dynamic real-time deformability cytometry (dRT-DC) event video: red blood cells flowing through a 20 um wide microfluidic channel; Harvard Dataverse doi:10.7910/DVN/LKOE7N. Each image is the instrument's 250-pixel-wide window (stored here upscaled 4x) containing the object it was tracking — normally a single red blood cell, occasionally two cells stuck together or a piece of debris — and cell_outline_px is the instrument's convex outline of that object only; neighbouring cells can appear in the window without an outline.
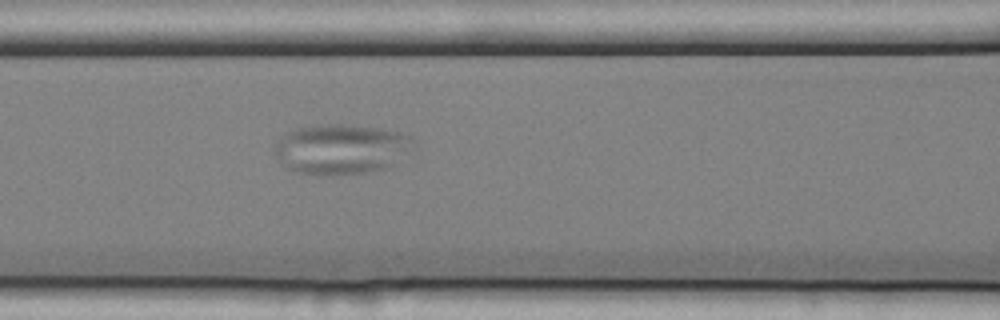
{"species": "common noctule bat (a hibernating species)", "species_latin": "Nyctalus noctula", "temperature_condition": "cold", "stored_images_in_passage": 6, "camera_frame_rate_fps": 3000, "um_per_image_px": 0.085, "animal": {"sex": "female", "body_mass_g": 25.1}, "frame": {"image": 1, "passage_image": 5, "time_ms": 1.333, "image_size_px": [1000, 320], "cell_outline_px": [[412, 140], [388, 168], [364, 172], [332, 176], [320, 176], [296, 172], [288, 168], [276, 152], [276, 144], [280, 136], [296, 128], [328, 124], [344, 124], [380, 128], [400, 132], [412, 136]], "centroid_in_image_um": [28.92, 12.67], "position_along_channel_um": 137.7, "area_um2": 39.59}}